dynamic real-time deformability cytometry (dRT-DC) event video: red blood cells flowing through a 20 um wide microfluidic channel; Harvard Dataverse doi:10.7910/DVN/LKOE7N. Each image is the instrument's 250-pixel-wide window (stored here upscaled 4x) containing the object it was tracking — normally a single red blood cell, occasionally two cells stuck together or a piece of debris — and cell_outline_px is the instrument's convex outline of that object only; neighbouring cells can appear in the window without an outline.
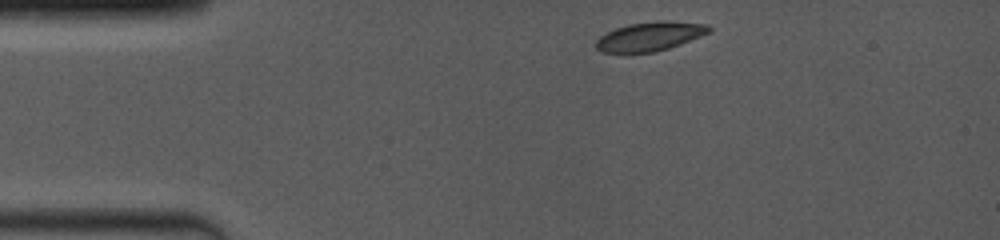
{"species": "common noctule bat (a hibernating species)", "species_latin": "Nyctalus noctula", "temperature_condition": "room temperature", "stored_images_in_passage": 4, "camera_frame_rate_fps": 4000, "um_per_image_px": 0.085, "animal": {"sex": "female", "body_mass_g": 19.0, "forearm_length_mm": 53.3}, "frame": {"image": 1, "passage_image": 1, "time_ms": 0.0, "image_size_px": [1000, 240], "cell_outline_px": [[712, 32], [680, 44], [656, 52], [600, 52], [596, 48], [596, 40], [600, 36], [616, 28], [628, 24], [660, 20], [664, 20], [708, 24], [712, 28]], "centroid_in_image_um": [55.28, 3.08], "position_along_channel_um": 29.7, "area_um2": 19.13}}
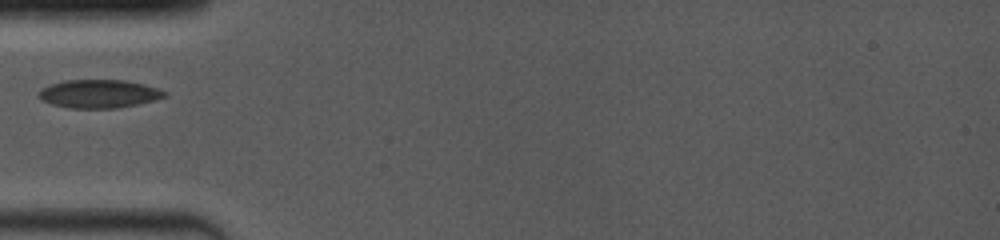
{"frame": {"image": 2, "passage_image": 4, "time_ms": 2.5, "image_size_px": [1000, 240], "cell_outline_px": [[168, 96], [156, 100], [116, 108], [68, 108], [52, 104], [40, 100], [36, 96], [36, 92], [40, 88], [64, 80], [124, 80], [144, 84], [168, 92]], "centroid_in_image_um": [8.37, 7.97], "position_along_channel_um": 76.6, "area_um2": 20.98}}